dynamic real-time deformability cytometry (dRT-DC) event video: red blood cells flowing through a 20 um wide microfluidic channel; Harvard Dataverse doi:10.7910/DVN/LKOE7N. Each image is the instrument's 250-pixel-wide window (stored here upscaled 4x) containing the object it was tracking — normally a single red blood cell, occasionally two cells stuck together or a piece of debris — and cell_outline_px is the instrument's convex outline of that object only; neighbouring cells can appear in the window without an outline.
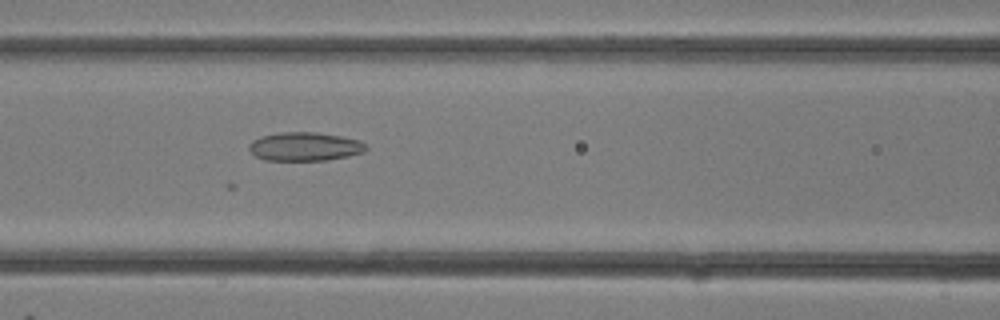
{"species": "common noctule bat (a hibernating species)", "species_latin": "Nyctalus noctula", "temperature_condition": "room temperature", "stored_images_in_passage": 13, "camera_frame_rate_fps": 3000, "um_per_image_px": 0.085, "animal": {"sex": "female"}, "frame": {"image": 1, "passage_image": 13, "time_ms": 4.0, "image_size_px": [1000, 320], "cell_outline_px": [[368, 148], [364, 152], [348, 156], [328, 160], [264, 160], [256, 156], [248, 148], [248, 144], [252, 140], [260, 136], [280, 132], [316, 132], [340, 136], [360, 140]], "centroid_in_image_um": [25.89, 12.45], "position_along_channel_um": 140.7, "area_um2": 19.59}}